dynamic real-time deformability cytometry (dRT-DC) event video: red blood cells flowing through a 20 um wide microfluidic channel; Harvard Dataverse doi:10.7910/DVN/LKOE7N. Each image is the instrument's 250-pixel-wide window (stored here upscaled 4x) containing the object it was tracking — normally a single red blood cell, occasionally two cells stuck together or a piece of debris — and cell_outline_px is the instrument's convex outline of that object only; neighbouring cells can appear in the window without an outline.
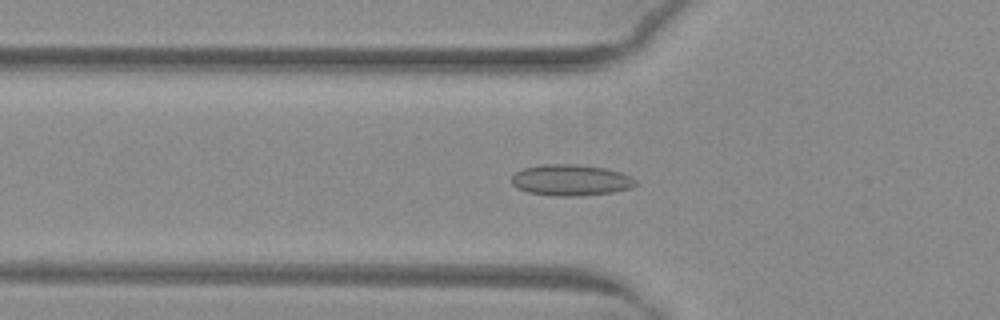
{"species": "common noctule bat (a hibernating species)", "species_latin": "Nyctalus noctula", "temperature_condition": "warm", "stored_images_in_passage": 52, "camera_frame_rate_fps": 3000, "um_per_image_px": 0.085, "animal": {"sex": "female", "body_mass_g": 29.2, "forearm_length_mm": 56.3}, "frame": {"image": 1, "passage_image": 19, "time_ms": 6.0, "image_size_px": [1000, 320], "cell_outline_px": [[636, 184], [628, 188], [612, 192], [580, 196], [552, 196], [528, 192], [516, 188], [512, 184], [512, 176], [516, 172], [524, 168], [544, 164], [580, 164], [604, 168], [620, 172], [636, 180]], "centroid_in_image_um": [48.48, 15.31], "position_along_channel_um": 77.3, "area_um2": 22.43}}
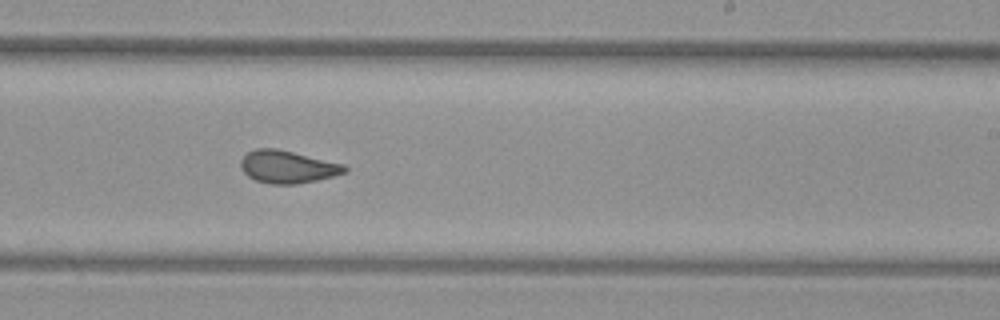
{"frame": {"image": 2, "passage_image": 33, "time_ms": 10.667, "image_size_px": [1000, 320], "cell_outline_px": [[348, 172], [316, 180], [296, 184], [268, 184], [256, 180], [248, 176], [240, 168], [240, 160], [248, 152], [256, 148], [276, 148], [344, 164], [348, 168]], "centroid_in_image_um": [24.43, 14.18], "position_along_channel_um": 264.6, "area_um2": 19.71}}
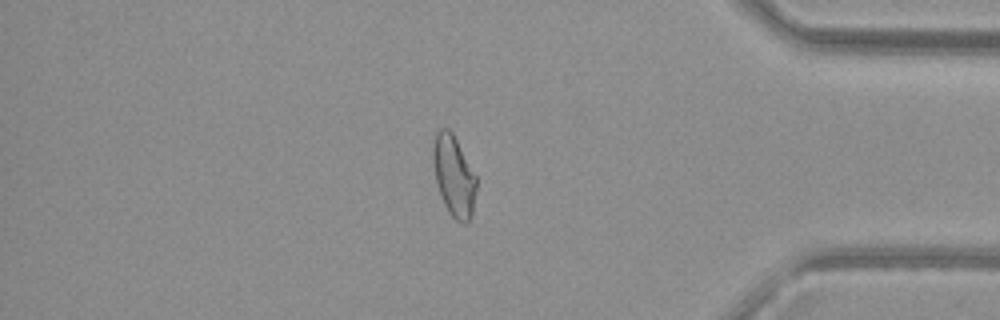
{"frame": {"image": 3, "passage_image": 45, "time_ms": 14.667, "image_size_px": [1000, 320], "cell_outline_px": [[476, 188], [472, 216], [468, 224], [460, 224], [448, 212], [444, 204], [436, 180], [432, 164], [432, 148], [436, 132], [440, 128], [448, 128], [452, 132], [476, 176]], "centroid_in_image_um": [38.57, 14.98], "position_along_channel_um": 396.6, "area_um2": 20.46}, "authors_computed_cell_mechanics": {"area_um2": 20.9236, "velocity_mm_per_s": 4.0059, "shape_relaxation_time_tau1_ms": null, "shape_relaxation_time_tau2_ms": 0.9466, "deformation_change_tau1": null, "deformation_change_tau2": 0.0741}}